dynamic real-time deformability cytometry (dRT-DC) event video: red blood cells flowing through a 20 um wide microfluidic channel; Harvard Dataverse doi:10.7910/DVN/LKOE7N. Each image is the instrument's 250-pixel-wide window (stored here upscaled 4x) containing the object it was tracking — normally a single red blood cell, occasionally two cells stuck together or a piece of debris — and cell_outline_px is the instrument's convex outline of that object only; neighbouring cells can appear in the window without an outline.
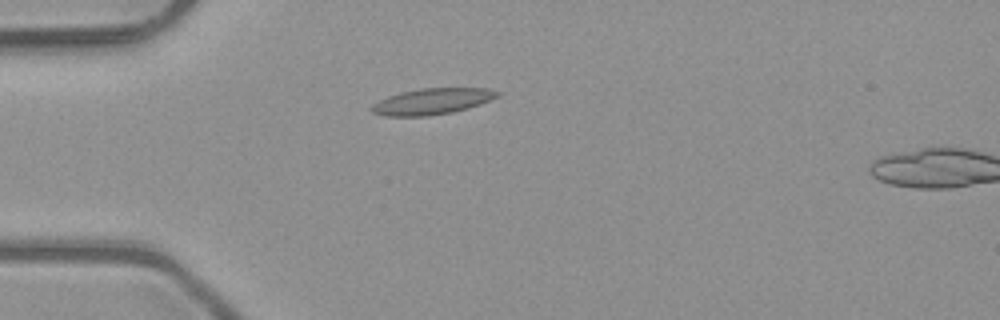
{"species": "common noctule bat (a hibernating species)", "species_latin": "Nyctalus noctula", "temperature_condition": "room temperature", "stored_images_in_passage": 3, "camera_frame_rate_fps": 3000, "um_per_image_px": 0.085, "animal": {"sex": "male", "body_mass_g": 23.1, "forearm_length_mm": 52.7}, "frame": {"image": 1, "passage_image": 2, "time_ms": 0.333, "image_size_px": [1000, 320], "cell_outline_px": [[500, 96], [480, 104], [468, 108], [452, 112], [428, 116], [384, 116], [372, 112], [368, 108], [372, 104], [388, 96], [400, 92], [420, 88], [488, 88], [500, 92]], "centroid_in_image_um": [36.72, 8.62], "position_along_channel_um": 48.3, "area_um2": 19.25}}